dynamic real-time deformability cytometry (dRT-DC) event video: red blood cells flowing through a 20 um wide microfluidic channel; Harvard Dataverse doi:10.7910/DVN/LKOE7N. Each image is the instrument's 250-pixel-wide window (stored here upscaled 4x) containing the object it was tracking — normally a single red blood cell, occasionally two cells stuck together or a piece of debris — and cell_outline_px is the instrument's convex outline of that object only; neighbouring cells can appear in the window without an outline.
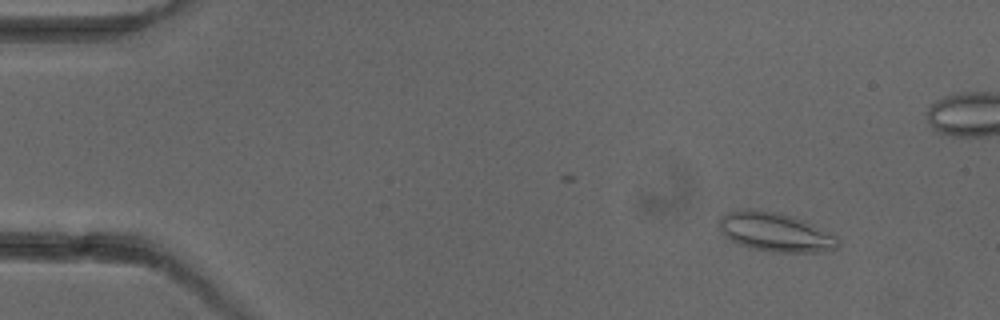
{"species": "common noctule bat (a hibernating species)", "species_latin": "Nyctalus noctula", "temperature_condition": "cold", "stored_images_in_passage": 5, "camera_frame_rate_fps": 3000, "um_per_image_px": 0.085, "animal": {"sex": "female"}, "frame": {"image": 1, "passage_image": 1, "time_ms": 0.0, "image_size_px": [1000, 320], "cell_outline_px": [[840, 244], [836, 248], [824, 252], [772, 252], [752, 248], [740, 244], [724, 236], [720, 232], [720, 216], [728, 212], [744, 208], [760, 208], [792, 216], [804, 220], [836, 236]], "centroid_in_image_um": [65.89, 19.71], "position_along_channel_um": 19.1, "area_um2": 27.17}}